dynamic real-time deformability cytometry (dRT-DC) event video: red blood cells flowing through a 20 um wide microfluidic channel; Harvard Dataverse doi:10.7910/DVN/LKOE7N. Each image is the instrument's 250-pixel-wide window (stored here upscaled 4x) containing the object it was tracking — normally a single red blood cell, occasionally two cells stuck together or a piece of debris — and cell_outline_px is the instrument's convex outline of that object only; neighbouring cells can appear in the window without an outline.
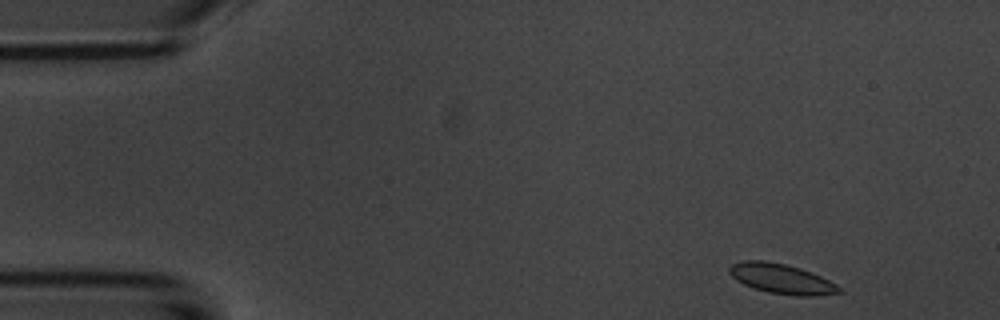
{"species": "common noctule bat (a hibernating species)", "species_latin": "Nyctalus noctula", "temperature_condition": "room temperature", "stored_images_in_passage": 5, "camera_frame_rate_fps": 3000, "um_per_image_px": 0.085, "animal": {"sex": "male", "body_mass_g": 20.1, "forearm_length_mm": 53.5}, "frame": {"image": 1, "passage_image": 1, "time_ms": 0.0, "image_size_px": [1000, 320], "cell_outline_px": [[844, 292], [816, 296], [796, 296], [768, 292], [752, 288], [736, 280], [728, 272], [728, 268], [732, 264], [744, 260], [764, 260], [784, 264], [800, 268], [812, 272], [836, 284]], "centroid_in_image_um": [66.42, 23.7], "position_along_channel_um": 18.6, "area_um2": 19.19}}
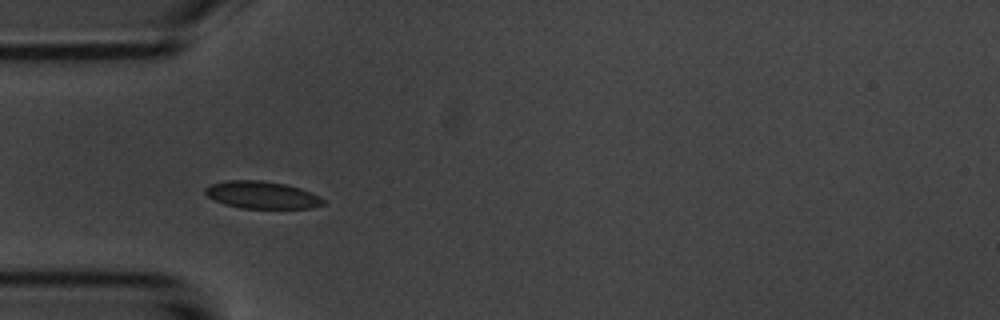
{"frame": {"image": 2, "passage_image": 4, "time_ms": 3.667, "image_size_px": [1000, 320], "cell_outline_px": [[324, 204], [312, 208], [240, 208], [224, 204], [208, 196], [204, 192], [204, 188], [212, 184], [228, 180], [260, 180], [284, 184], [300, 188], [320, 196], [324, 200]], "centroid_in_image_um": [22.27, 16.57], "position_along_channel_um": 62.7, "area_um2": 18.67}}
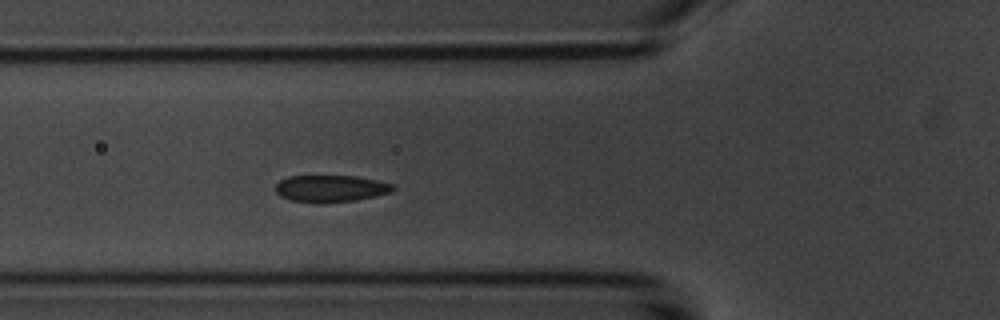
{"frame": {"image": 3, "passage_image": 5, "time_ms": 4.667, "image_size_px": [1000, 320], "cell_outline_px": [[396, 188], [392, 192], [376, 196], [356, 200], [324, 204], [316, 204], [292, 200], [280, 196], [276, 192], [276, 184], [280, 180], [288, 176], [356, 176], [376, 180], [392, 184]], "centroid_in_image_um": [28.11, 16.04], "position_along_channel_um": 97.7, "area_um2": 18.67}}